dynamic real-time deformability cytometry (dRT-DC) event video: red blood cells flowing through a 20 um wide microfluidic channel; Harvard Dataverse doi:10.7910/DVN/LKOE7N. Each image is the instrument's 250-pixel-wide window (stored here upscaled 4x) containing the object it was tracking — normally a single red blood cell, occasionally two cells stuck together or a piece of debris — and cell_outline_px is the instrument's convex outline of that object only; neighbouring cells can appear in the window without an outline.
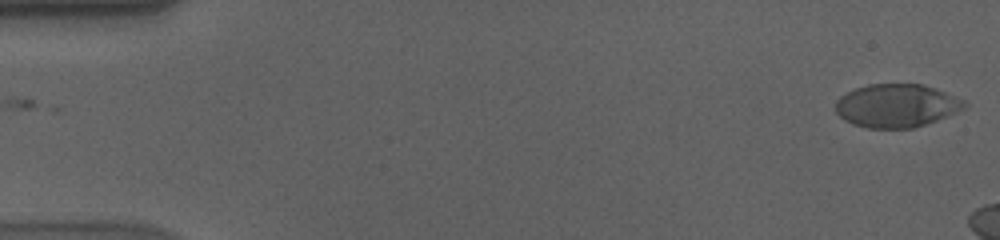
{"species": "human", "species_latin": "Homo sapiens", "temperature_condition": "cold", "stored_images_in_passage": 11, "camera_frame_rate_fps": 3000, "um_per_image_px": 0.085, "donor": {"sex": "male"}, "frame": {"image": 1, "passage_image": 1, "time_ms": 0.0, "image_size_px": [1000, 240], "cell_outline_px": [[968, 104], [964, 108], [956, 112], [936, 120], [912, 128], [868, 128], [852, 124], [844, 120], [836, 112], [836, 100], [840, 96], [856, 88], [868, 84], [924, 84], [964, 100]], "centroid_in_image_um": [76.18, 8.98], "position_along_channel_um": 8.8, "area_um2": 32.25}}